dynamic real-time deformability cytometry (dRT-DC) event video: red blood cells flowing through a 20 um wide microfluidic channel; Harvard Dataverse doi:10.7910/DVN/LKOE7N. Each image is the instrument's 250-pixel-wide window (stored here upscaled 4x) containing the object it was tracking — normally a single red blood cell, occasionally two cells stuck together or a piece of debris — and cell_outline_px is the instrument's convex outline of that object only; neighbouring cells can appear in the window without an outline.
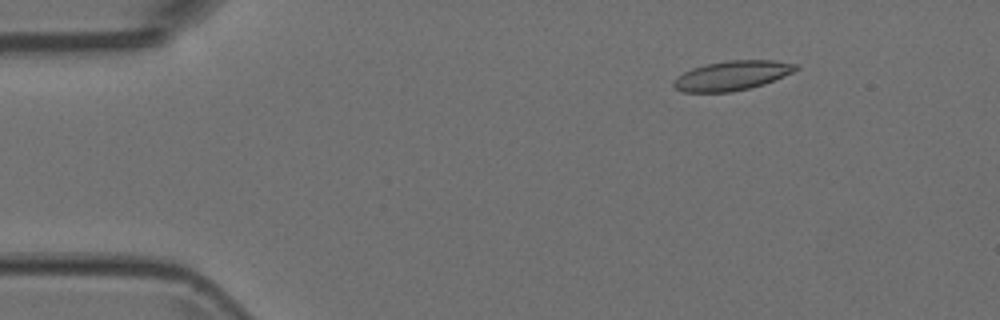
{"species": "Egyptian fruit bat (a non-hibernating species)", "species_latin": "Rousettus aegyptiacus", "temperature_condition": "room temperature", "stored_images_in_passage": 7, "camera_frame_rate_fps": 3000, "um_per_image_px": 0.085, "animal": {"sex": "female"}, "frame": {"image": 1, "passage_image": 3, "time_ms": 0.667, "image_size_px": [1000, 320], "cell_outline_px": [[800, 68], [784, 76], [764, 84], [732, 92], [684, 92], [676, 88], [672, 84], [672, 80], [676, 76], [692, 68], [708, 64], [728, 60], [776, 60], [796, 64]], "centroid_in_image_um": [62.21, 6.42], "position_along_channel_um": 22.8, "area_um2": 20.98}}
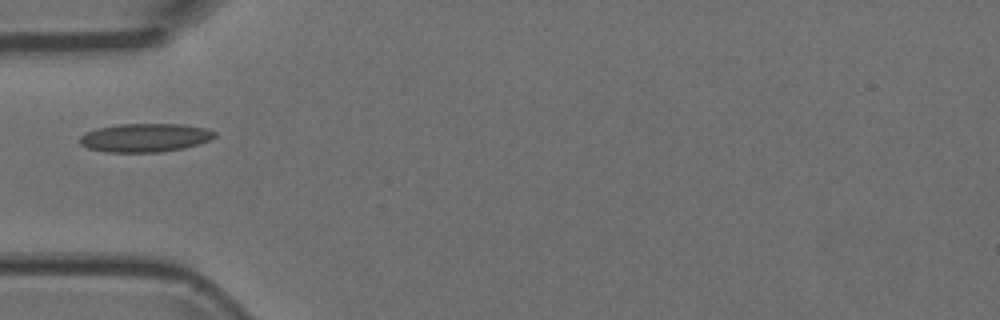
{"frame": {"image": 2, "passage_image": 6, "time_ms": 1.667, "image_size_px": [1000, 320], "cell_outline_px": [[216, 136], [200, 144], [184, 148], [160, 152], [104, 152], [88, 148], [80, 144], [80, 136], [84, 132], [96, 128], [120, 124], [180, 124], [208, 128], [216, 132]], "centroid_in_image_um": [12.32, 11.7], "position_along_channel_um": 72.7, "area_um2": 22.6}}
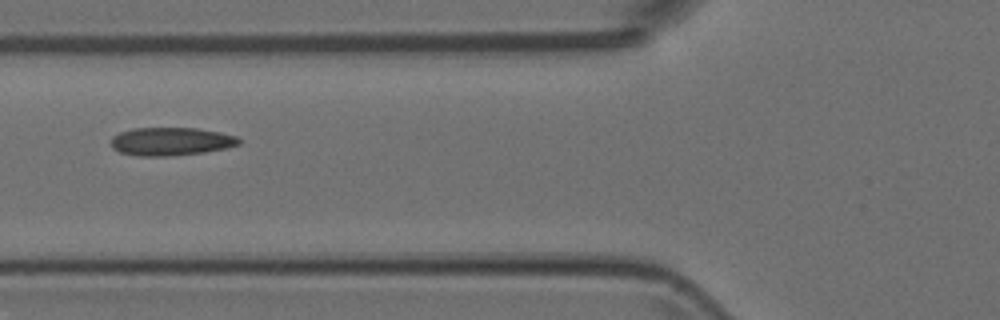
{"frame": {"image": 3, "passage_image": 7, "time_ms": 2.0, "image_size_px": [1000, 320], "cell_outline_px": [[240, 144], [228, 148], [204, 152], [168, 156], [136, 156], [120, 152], [112, 148], [112, 136], [120, 132], [132, 128], [196, 128], [220, 132], [236, 136], [240, 140]], "centroid_in_image_um": [14.53, 12.02], "position_along_channel_um": 111.3, "area_um2": 21.04}}